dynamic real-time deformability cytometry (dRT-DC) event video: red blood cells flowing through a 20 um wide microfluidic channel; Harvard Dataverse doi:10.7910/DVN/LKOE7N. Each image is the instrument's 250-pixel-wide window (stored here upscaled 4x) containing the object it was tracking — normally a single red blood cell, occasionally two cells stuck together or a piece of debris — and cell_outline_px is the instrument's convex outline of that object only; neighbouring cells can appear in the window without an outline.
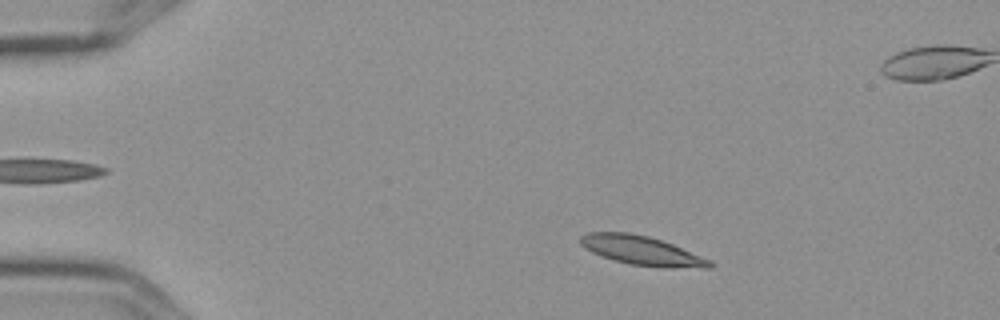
{"species": "Egyptian fruit bat (a non-hibernating species)", "species_latin": "Rousettus aegyptiacus", "temperature_condition": "cold", "stored_images_in_passage": 4, "camera_frame_rate_fps": 3000, "um_per_image_px": 0.085, "frame": {"image": 1, "passage_image": 1, "time_ms": 0.0, "image_size_px": [1000, 320], "cell_outline_px": [[716, 264], [712, 268], [664, 268], [628, 264], [592, 252], [580, 244], [580, 236], [588, 232], [628, 232], [648, 236], [672, 244], [712, 260]], "centroid_in_image_um": [54.62, 21.31], "position_along_channel_um": 30.4, "area_um2": 22.02}}